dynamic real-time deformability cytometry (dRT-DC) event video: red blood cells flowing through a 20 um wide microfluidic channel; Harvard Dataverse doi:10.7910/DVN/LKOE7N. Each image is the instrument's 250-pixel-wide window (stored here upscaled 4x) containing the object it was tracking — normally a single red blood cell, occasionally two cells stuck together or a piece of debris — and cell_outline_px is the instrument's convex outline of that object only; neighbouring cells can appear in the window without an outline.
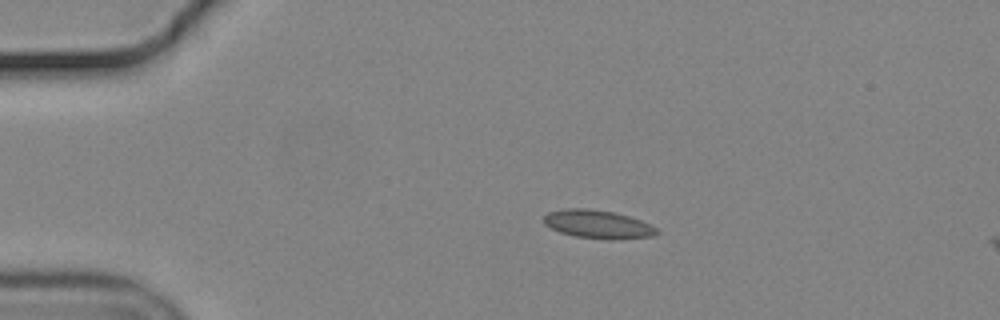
{"species": "common noctule bat (a hibernating species)", "species_latin": "Nyctalus noctula", "temperature_condition": "cold", "stored_images_in_passage": 13, "camera_frame_rate_fps": 3000, "um_per_image_px": 0.085, "animal": {"sex": "male", "body_mass_g": 19.2, "forearm_length_mm": 51.8}, "frame": {"image": 1, "passage_image": 12, "time_ms": 3.667, "image_size_px": [1000, 320], "cell_outline_px": [[660, 232], [656, 236], [612, 240], [608, 240], [576, 236], [560, 232], [544, 224], [544, 216], [548, 212], [568, 208], [588, 208], [616, 212], [640, 220], [656, 228]], "centroid_in_image_um": [50.84, 19.06], "position_along_channel_um": 34.2, "area_um2": 18.73}}